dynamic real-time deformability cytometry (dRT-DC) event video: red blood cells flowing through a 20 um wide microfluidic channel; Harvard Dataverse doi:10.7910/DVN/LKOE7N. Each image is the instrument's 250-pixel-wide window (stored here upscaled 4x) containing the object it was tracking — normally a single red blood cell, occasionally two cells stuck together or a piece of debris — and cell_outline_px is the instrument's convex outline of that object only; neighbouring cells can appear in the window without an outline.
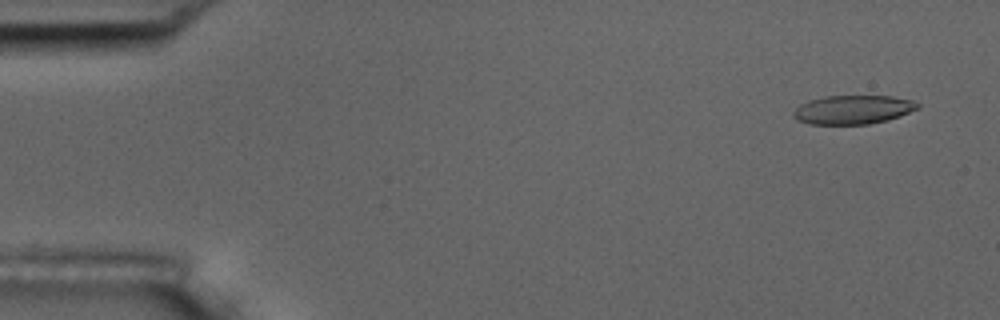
{"species": "common noctule bat (a hibernating species)", "species_latin": "Nyctalus noctula", "temperature_condition": "room temperature", "stored_images_in_passage": 5, "camera_frame_rate_fps": 3000, "um_per_image_px": 0.085, "animal": {"sex": "male", "body_mass_g": 17.5, "forearm_length_mm": 52.3}, "frame": {"image": 1, "passage_image": 1, "time_ms": 0.0, "image_size_px": [1000, 320], "cell_outline_px": [[920, 108], [900, 116], [888, 120], [868, 124], [808, 124], [796, 120], [792, 116], [792, 112], [800, 104], [808, 100], [824, 96], [892, 96], [912, 100], [920, 104]], "centroid_in_image_um": [72.49, 9.32], "position_along_channel_um": 12.5, "area_um2": 21.1}}